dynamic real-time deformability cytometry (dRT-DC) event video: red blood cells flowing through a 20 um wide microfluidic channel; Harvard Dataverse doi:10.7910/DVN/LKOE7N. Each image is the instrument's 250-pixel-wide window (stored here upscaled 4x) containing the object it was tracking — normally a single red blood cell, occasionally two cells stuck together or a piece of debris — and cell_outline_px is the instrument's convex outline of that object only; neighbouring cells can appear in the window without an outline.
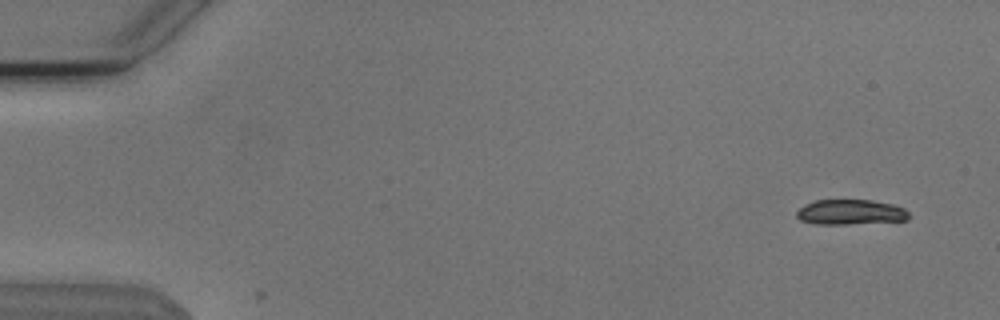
{"species": "Egyptian fruit bat (a non-hibernating species)", "species_latin": "Rousettus aegyptiacus", "temperature_condition": "cold", "stored_images_in_passage": 4, "camera_frame_rate_fps": 3000, "um_per_image_px": 0.085, "animal": {"sex": "male"}, "frame": {"image": 1, "passage_image": 1, "time_ms": 0.0, "image_size_px": [1000, 320], "cell_outline_px": [[908, 220], [848, 224], [816, 224], [800, 220], [796, 216], [796, 212], [804, 204], [816, 200], [872, 200], [892, 204], [904, 208], [908, 212]], "centroid_in_image_um": [72.27, 18.03], "position_along_channel_um": 12.7, "area_um2": 16.42}}
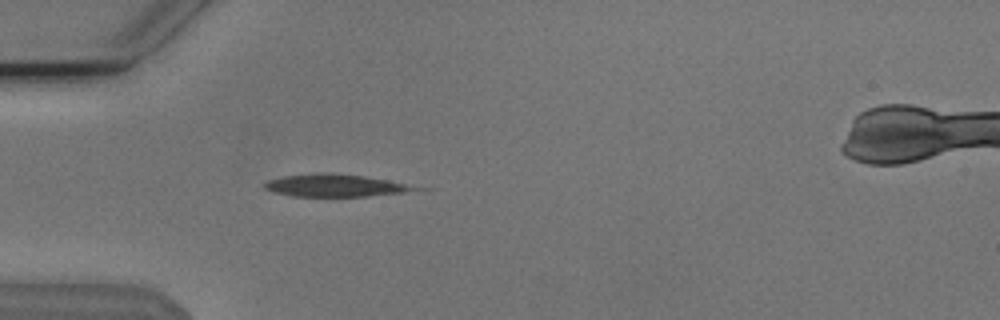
{"frame": {"image": 2, "passage_image": 4, "time_ms": 1.0, "image_size_px": [1000, 320], "cell_outline_px": [[424, 188], [400, 192], [368, 196], [292, 196], [272, 192], [264, 188], [264, 184], [268, 180], [284, 176], [320, 172], [332, 172], [364, 176]], "centroid_in_image_um": [28.36, 15.75], "position_along_channel_um": 56.6, "area_um2": 19.31}}